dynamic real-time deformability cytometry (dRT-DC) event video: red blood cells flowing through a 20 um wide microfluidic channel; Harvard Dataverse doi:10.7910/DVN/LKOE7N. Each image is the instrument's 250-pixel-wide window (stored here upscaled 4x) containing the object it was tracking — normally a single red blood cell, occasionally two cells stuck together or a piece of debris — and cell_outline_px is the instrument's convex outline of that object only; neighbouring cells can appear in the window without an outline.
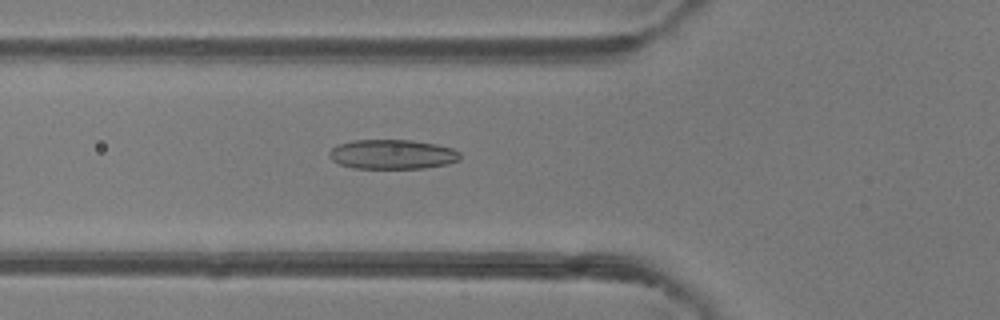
{"species": "common noctule bat (a hibernating species)", "species_latin": "Nyctalus noctula", "temperature_condition": "room temperature", "stored_images_in_passage": 50, "camera_frame_rate_fps": 3000, "um_per_image_px": 0.085, "animal": {"sex": "female"}, "frame": {"image": 1, "passage_image": 18, "time_ms": 5.667, "image_size_px": [1000, 320], "cell_outline_px": [[460, 160], [448, 164], [424, 168], [352, 168], [340, 164], [332, 160], [328, 156], [328, 152], [336, 144], [352, 140], [412, 140], [436, 144], [452, 148], [460, 152]], "centroid_in_image_um": [33.33, 13.11], "position_along_channel_um": 92.5, "area_um2": 22.72}}
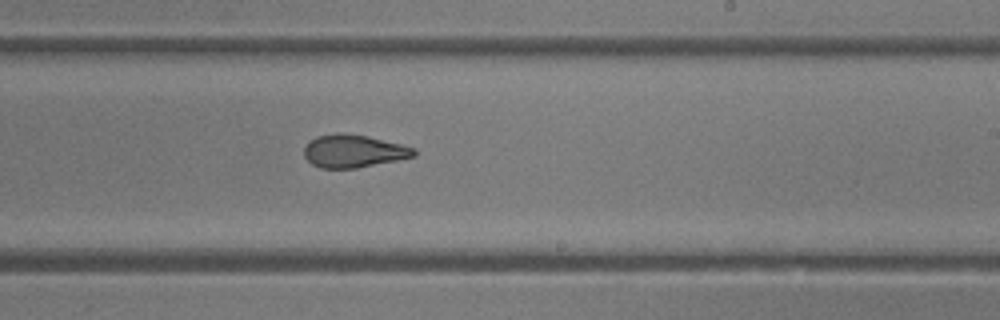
{"frame": {"image": 2, "passage_image": 30, "time_ms": 9.667, "image_size_px": [1000, 320], "cell_outline_px": [[416, 156], [356, 168], [320, 168], [312, 164], [304, 156], [304, 148], [308, 140], [316, 136], [336, 132], [344, 132], [368, 136], [416, 148]], "centroid_in_image_um": [30.02, 12.82], "position_along_channel_um": 259.0, "area_um2": 21.15}}
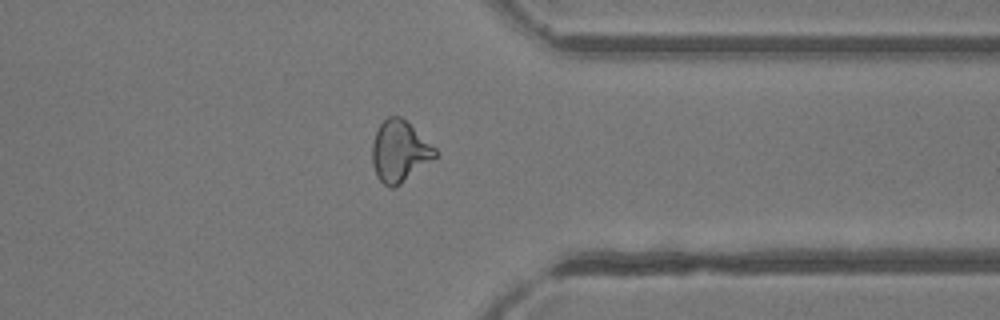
{"frame": {"image": 3, "passage_image": 39, "time_ms": 12.667, "image_size_px": [1000, 320], "cell_outline_px": [[436, 156], [400, 184], [392, 188], [388, 188], [376, 176], [372, 164], [372, 144], [376, 132], [380, 124], [388, 116], [400, 116], [436, 148]], "centroid_in_image_um": [33.92, 12.87], "position_along_channel_um": 377.5, "area_um2": 22.08}, "authors_computed_cell_mechanics": {"area_um2": 22.5709, "velocity_mm_per_s": 4.1438, "shape_relaxation_time_tau1_ms": 7.4041, "shape_relaxation_time_tau2_ms": 1.6678, "deformation_change_tau1": 0.1994, "deformation_change_tau2": 0.099}}